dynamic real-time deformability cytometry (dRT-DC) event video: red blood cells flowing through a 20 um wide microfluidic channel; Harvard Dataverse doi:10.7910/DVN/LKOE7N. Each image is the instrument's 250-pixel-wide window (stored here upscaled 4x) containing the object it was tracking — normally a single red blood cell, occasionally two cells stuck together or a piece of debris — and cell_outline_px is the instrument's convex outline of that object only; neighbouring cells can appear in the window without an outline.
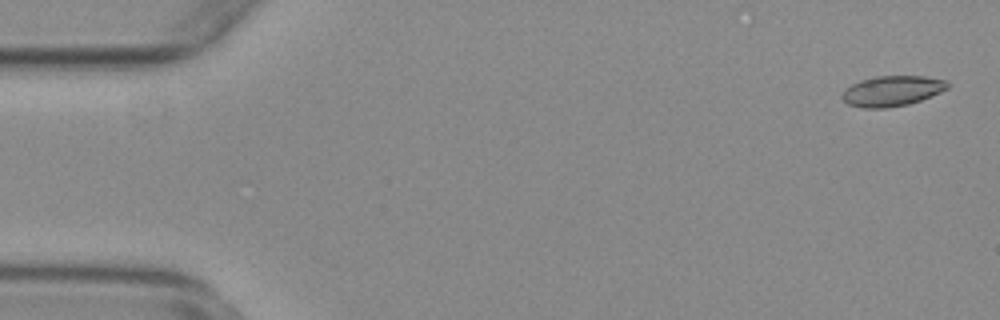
{"species": "common noctule bat (a hibernating species)", "species_latin": "Nyctalus noctula", "temperature_condition": "warm", "stored_images_in_passage": 15, "camera_frame_rate_fps": 3000, "um_per_image_px": 0.085, "animal": {"sex": "female", "body_mass_g": 29.2, "forearm_length_mm": 56.3}, "frame": {"image": 1, "passage_image": 1, "time_ms": 0.0, "image_size_px": [1000, 320], "cell_outline_px": [[948, 88], [940, 92], [920, 100], [908, 104], [888, 108], [860, 108], [848, 104], [840, 96], [852, 84], [860, 80], [876, 76], [924, 76], [948, 80]], "centroid_in_image_um": [75.83, 7.73], "position_along_channel_um": 9.2, "area_um2": 18.61}}